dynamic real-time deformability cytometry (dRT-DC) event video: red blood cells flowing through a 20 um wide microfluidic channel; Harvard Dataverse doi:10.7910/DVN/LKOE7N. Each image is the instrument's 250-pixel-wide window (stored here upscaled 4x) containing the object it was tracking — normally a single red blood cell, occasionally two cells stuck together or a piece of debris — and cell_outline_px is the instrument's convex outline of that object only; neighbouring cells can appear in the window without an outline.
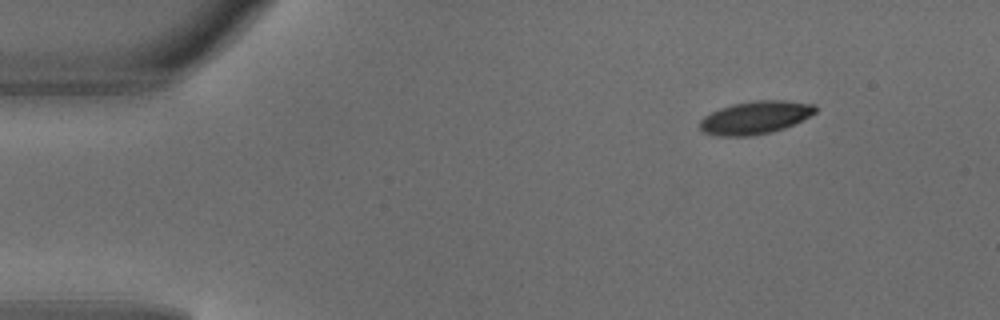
{"species": "common noctule bat (a hibernating species)", "species_latin": "Nyctalus noctula", "temperature_condition": "warm", "stored_images_in_passage": 5, "segment_of_instrument_passage": [2, 2], "camera_frame_rate_fps": 3000, "um_per_image_px": 0.085, "animal": {"sex": "male", "body_mass_g": 18.8}, "frame": {"image": 1, "passage_image": 5, "time_ms": 1.333, "image_size_px": [1000, 320], "cell_outline_px": [[816, 112], [804, 120], [784, 128], [772, 132], [752, 136], [716, 136], [704, 132], [700, 128], [700, 120], [704, 116], [720, 108], [732, 104], [756, 100], [784, 100], [816, 104]], "centroid_in_image_um": [64.22, 9.99], "position_along_channel_um": 20.8, "area_um2": 22.31}}